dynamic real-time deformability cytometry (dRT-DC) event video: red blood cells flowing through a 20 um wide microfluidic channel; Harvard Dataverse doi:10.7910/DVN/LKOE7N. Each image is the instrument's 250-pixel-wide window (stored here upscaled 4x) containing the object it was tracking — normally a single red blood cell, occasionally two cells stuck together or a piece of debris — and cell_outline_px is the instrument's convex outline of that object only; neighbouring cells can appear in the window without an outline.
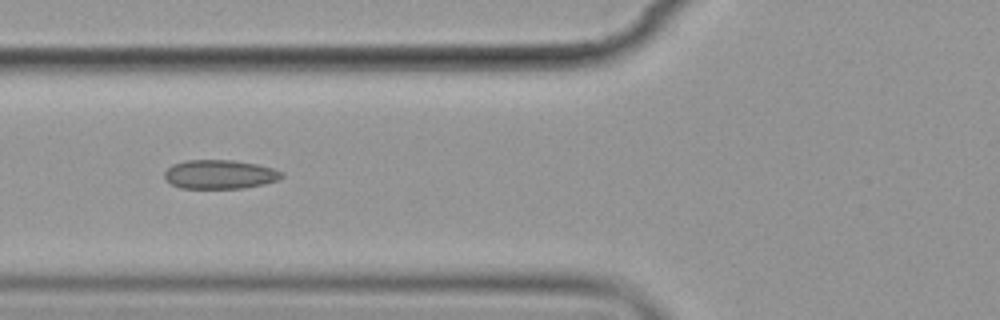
{"species": "common noctule bat (a hibernating species)", "species_latin": "Nyctalus noctula", "temperature_condition": "cold", "stored_images_in_passage": 15, "camera_frame_rate_fps": 3000, "um_per_image_px": 0.085, "animal": {"sex": "female", "body_mass_g": 19.9}, "frame": {"image": 1, "passage_image": 5, "time_ms": 5.667, "image_size_px": [1000, 320], "cell_outline_px": [[284, 176], [276, 180], [264, 184], [244, 188], [180, 188], [172, 184], [164, 176], [164, 172], [172, 164], [188, 160], [232, 160], [256, 164], [272, 168], [284, 172]], "centroid_in_image_um": [18.69, 14.82], "position_along_channel_um": 107.1, "area_um2": 19.71}}
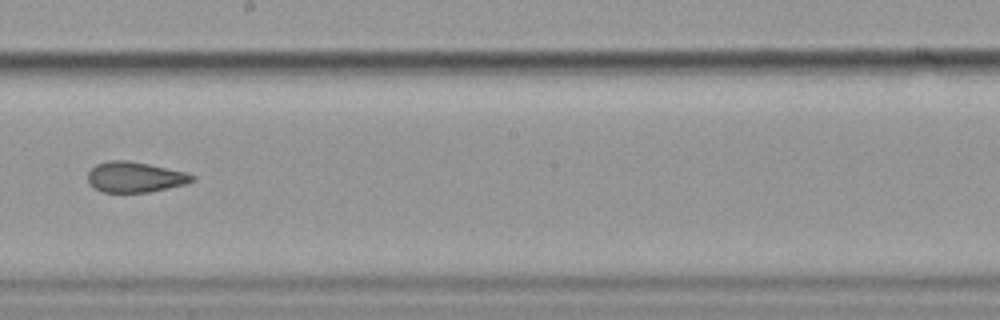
{"frame": {"image": 2, "passage_image": 8, "time_ms": 9.333, "image_size_px": [1000, 320], "cell_outline_px": [[196, 180], [188, 184], [148, 192], [104, 192], [96, 188], [88, 180], [88, 172], [96, 164], [108, 160], [128, 160], [148, 164], [184, 172], [196, 176]], "centroid_in_image_um": [11.51, 15.05], "position_along_channel_um": 236.7, "area_um2": 18.44}}
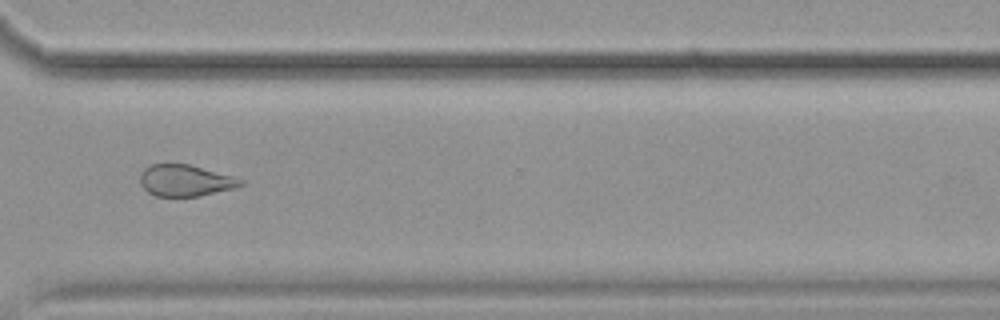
{"frame": {"image": 3, "passage_image": 11, "time_ms": 12.667, "image_size_px": [1000, 320], "cell_outline_px": [[244, 184], [236, 188], [200, 196], [156, 196], [148, 192], [140, 184], [140, 172], [144, 168], [152, 164], [188, 164], [232, 176], [244, 180]], "centroid_in_image_um": [15.75, 15.35], "position_along_channel_um": 354.9, "area_um2": 18.44}, "authors_computed_cell_mechanics": {"area_um2": 20.1144, "velocity_mm_per_s": 3.5491, "shape_relaxation_time_tau1_ms": 4.3569, "shape_relaxation_time_tau2_ms": 2.3426, "deformation_change_tau1": 0.0889, "deformation_change_tau2": 0.0565}}